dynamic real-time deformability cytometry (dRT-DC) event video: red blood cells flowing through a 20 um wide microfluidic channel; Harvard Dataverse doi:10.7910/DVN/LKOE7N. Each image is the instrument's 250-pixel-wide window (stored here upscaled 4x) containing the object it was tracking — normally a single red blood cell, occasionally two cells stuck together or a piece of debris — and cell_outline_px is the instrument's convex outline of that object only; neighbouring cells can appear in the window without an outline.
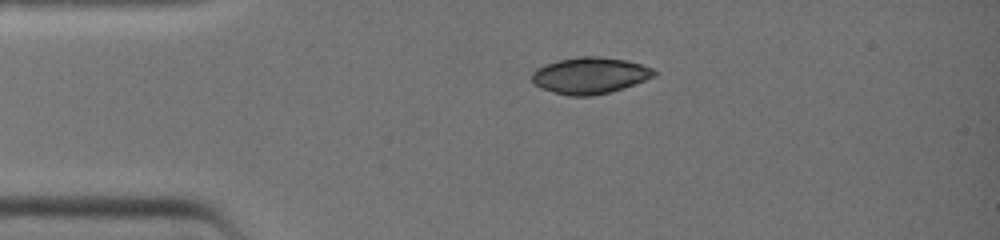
{"species": "common noctule bat (a hibernating species)", "species_latin": "Nyctalus noctula", "temperature_condition": "warm", "stored_images_in_passage": 2, "camera_frame_rate_fps": 3000, "um_per_image_px": 0.085, "animal": {"sex": "female", "body_mass_g": 19.0, "forearm_length_mm": 51.5}, "frame": {"image": 1, "passage_image": 1, "time_ms": 0.0, "image_size_px": [1000, 240], "cell_outline_px": [[656, 76], [608, 92], [592, 96], [568, 96], [540, 88], [532, 80], [532, 72], [536, 68], [544, 64], [560, 60], [580, 56], [600, 56], [628, 60], [652, 68], [656, 72]], "centroid_in_image_um": [50.12, 6.4], "position_along_channel_um": 34.9, "area_um2": 25.78}}